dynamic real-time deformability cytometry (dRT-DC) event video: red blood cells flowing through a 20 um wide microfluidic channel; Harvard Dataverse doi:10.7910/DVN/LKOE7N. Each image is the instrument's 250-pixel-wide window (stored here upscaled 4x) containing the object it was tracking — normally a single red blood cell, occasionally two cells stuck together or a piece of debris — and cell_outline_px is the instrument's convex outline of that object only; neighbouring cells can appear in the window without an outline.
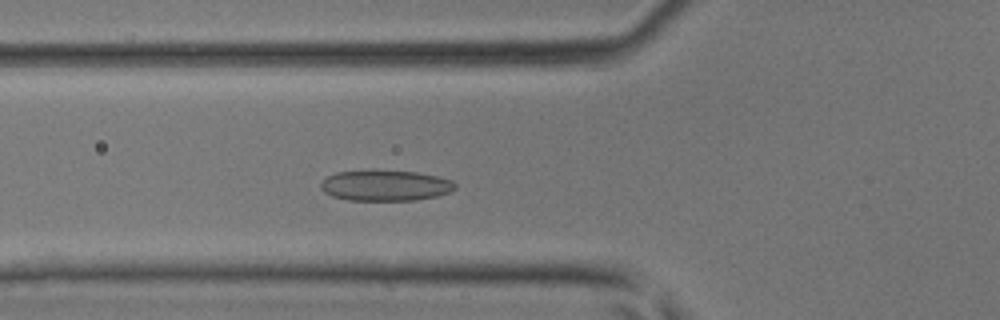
{"species": "common noctule bat (a hibernating species)", "species_latin": "Nyctalus noctula", "temperature_condition": "room temperature", "stored_images_in_passage": 37, "camera_frame_rate_fps": 3000, "um_per_image_px": 0.085, "animal": {"sex": "male", "body_mass_g": 17.9, "forearm_length_mm": 54.2}, "frame": {"image": 1, "passage_image": 8, "time_ms": 2.333, "image_size_px": [1000, 320], "cell_outline_px": [[456, 188], [448, 192], [436, 196], [412, 200], [348, 200], [332, 196], [324, 192], [320, 188], [320, 184], [328, 176], [336, 172], [372, 168], [416, 172], [436, 176], [452, 180], [456, 184]], "centroid_in_image_um": [32.71, 15.73], "position_along_channel_um": 93.1, "area_um2": 24.51}}
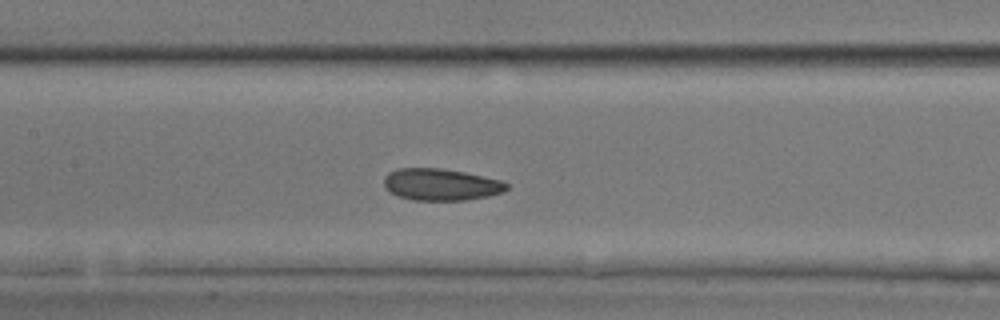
{"frame": {"image": 2, "passage_image": 13, "time_ms": 4.0, "image_size_px": [1000, 320], "cell_outline_px": [[508, 188], [504, 192], [488, 196], [464, 200], [412, 200], [396, 196], [388, 192], [384, 188], [384, 176], [388, 172], [396, 168], [440, 168], [464, 172], [500, 180], [508, 184]], "centroid_in_image_um": [37.42, 15.69], "position_along_channel_um": 170.0, "area_um2": 22.95}}
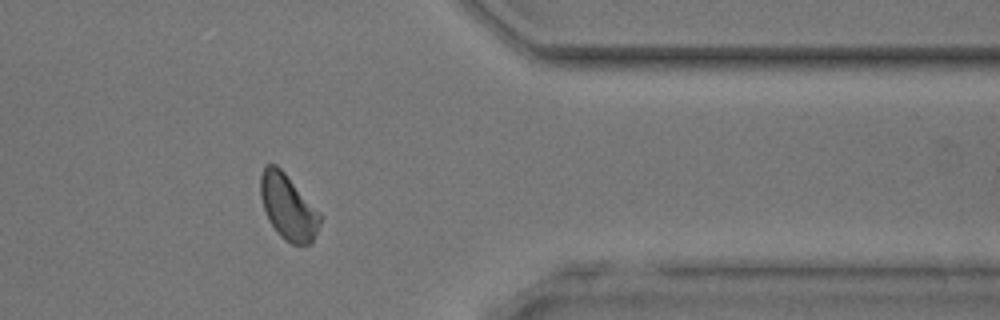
{"frame": {"image": 3, "passage_image": 28, "time_ms": 9.0, "image_size_px": [1000, 320], "cell_outline_px": [[320, 224], [312, 244], [292, 244], [280, 236], [276, 232], [268, 220], [260, 196], [260, 176], [264, 168], [268, 164], [276, 164], [284, 172], [320, 212]], "centroid_in_image_um": [24.48, 17.61], "position_along_channel_um": 386.9, "area_um2": 22.54}}